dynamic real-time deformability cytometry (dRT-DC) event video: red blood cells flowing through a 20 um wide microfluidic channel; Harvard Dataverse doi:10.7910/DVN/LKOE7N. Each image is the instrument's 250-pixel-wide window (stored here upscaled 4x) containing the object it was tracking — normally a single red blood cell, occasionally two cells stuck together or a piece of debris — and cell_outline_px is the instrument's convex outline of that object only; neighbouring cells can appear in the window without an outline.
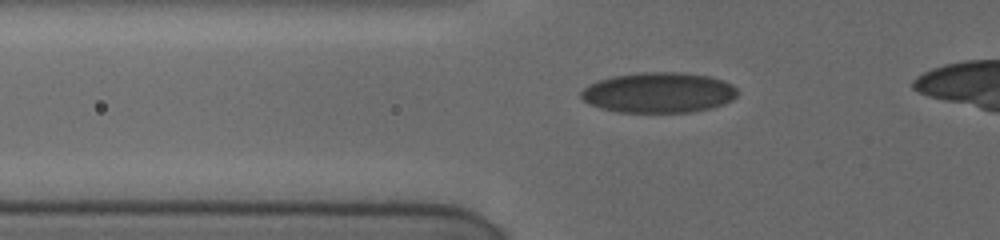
{"species": "human", "species_latin": "Homo sapiens", "temperature_condition": "cold", "stored_images_in_passage": 15, "camera_frame_rate_fps": 3000, "um_per_image_px": 0.085, "donor": {"sex": "female"}, "frame": {"image": 1, "passage_image": 9, "time_ms": 4.667, "image_size_px": [1000, 240], "cell_outline_px": [[736, 96], [732, 100], [724, 104], [712, 108], [688, 112], [616, 112], [600, 108], [588, 104], [580, 96], [580, 92], [588, 84], [612, 76], [640, 72], [684, 72], [708, 76], [724, 80], [732, 84], [736, 88]], "centroid_in_image_um": [55.97, 7.87], "position_along_channel_um": 69.8, "area_um2": 37.05}}
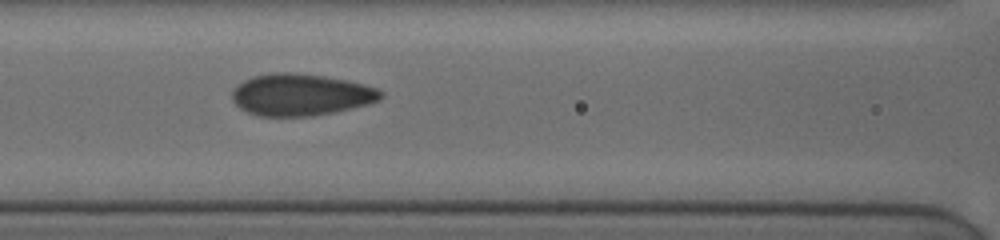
{"frame": {"image": 2, "passage_image": 13, "time_ms": 6.667, "image_size_px": [1000, 240], "cell_outline_px": [[384, 96], [380, 100], [368, 104], [332, 112], [312, 116], [256, 116], [240, 108], [232, 100], [232, 92], [236, 84], [252, 76], [272, 72], [292, 72], [324, 76], [364, 84], [376, 88], [384, 92]], "centroid_in_image_um": [25.54, 8.04], "position_along_channel_um": 141.1, "area_um2": 36.36}}
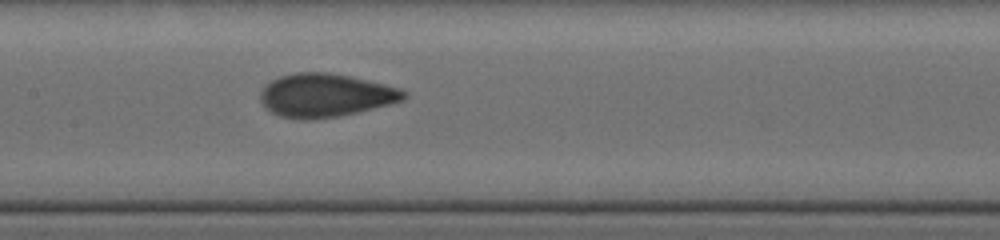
{"frame": {"image": 3, "passage_image": 15, "time_ms": 7.667, "image_size_px": [1000, 240], "cell_outline_px": [[408, 96], [404, 100], [360, 112], [340, 116], [304, 120], [280, 116], [272, 112], [260, 100], [260, 92], [264, 84], [280, 76], [296, 72], [328, 72], [348, 76], [384, 84], [400, 88], [408, 92]], "centroid_in_image_um": [27.68, 8.1], "position_along_channel_um": 179.7, "area_um2": 36.3}}